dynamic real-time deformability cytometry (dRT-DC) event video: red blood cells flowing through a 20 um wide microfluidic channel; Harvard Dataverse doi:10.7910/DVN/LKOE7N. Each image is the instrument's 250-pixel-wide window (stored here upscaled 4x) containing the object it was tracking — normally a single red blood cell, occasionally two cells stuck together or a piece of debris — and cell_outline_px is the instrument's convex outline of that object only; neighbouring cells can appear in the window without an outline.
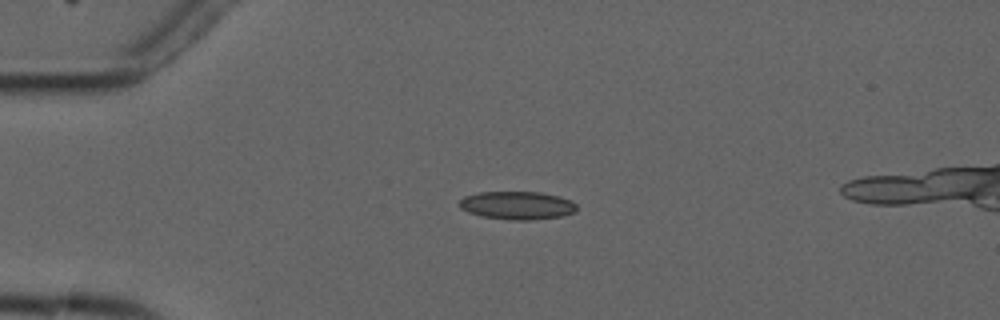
{"species": "common noctule bat (a hibernating species)", "species_latin": "Nyctalus noctula", "temperature_condition": "cold", "stored_images_in_passage": 1, "camera_frame_rate_fps": 3000, "um_per_image_px": 0.085, "animal": {"sex": "male", "forearm_length_mm": 52.5}, "frame": {"image": 1, "passage_image": 1, "time_ms": 0.0, "image_size_px": [1000, 320], "cell_outline_px": [[576, 212], [560, 216], [532, 220], [508, 220], [480, 216], [468, 212], [460, 208], [460, 200], [464, 196], [480, 192], [540, 192], [560, 196], [572, 200], [576, 204]], "centroid_in_image_um": [43.97, 17.46], "position_along_channel_um": 41.0, "area_um2": 19.36}}